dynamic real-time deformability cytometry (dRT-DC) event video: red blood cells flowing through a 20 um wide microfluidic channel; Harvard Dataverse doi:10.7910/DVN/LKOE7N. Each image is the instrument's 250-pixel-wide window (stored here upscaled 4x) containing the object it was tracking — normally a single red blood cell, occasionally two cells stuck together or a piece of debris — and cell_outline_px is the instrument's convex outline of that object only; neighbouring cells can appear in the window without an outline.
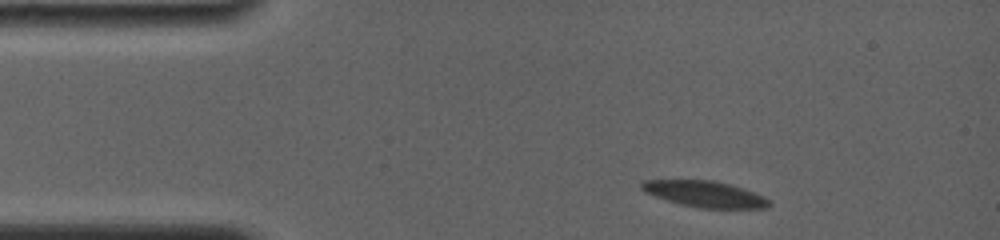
{"species": "common noctule bat (a hibernating species)", "species_latin": "Nyctalus noctula", "temperature_condition": "room temperature", "stored_images_in_passage": 48, "camera_frame_rate_fps": 4000, "um_per_image_px": 0.085, "animal": {"sex": "female", "body_mass_g": 19.0, "forearm_length_mm": 56.7}, "frame": {"image": 1, "passage_image": 1, "time_ms": 0.0, "image_size_px": [1000, 240], "cell_outline_px": [[772, 204], [768, 208], [700, 208], [680, 204], [644, 192], [640, 188], [640, 184], [644, 180], [712, 180], [728, 184], [764, 196], [772, 200]], "centroid_in_image_um": [59.93, 16.5], "position_along_channel_um": 25.1, "area_um2": 19.31}}
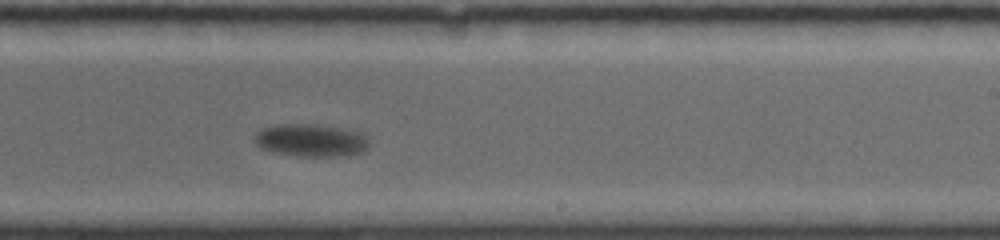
{"frame": {"image": 2, "passage_image": 19, "time_ms": 8.5, "image_size_px": [1000, 240], "cell_outline_px": [[368, 144], [360, 152], [348, 156], [300, 156], [272, 152], [260, 148], [256, 144], [256, 132], [260, 128], [276, 124], [316, 124], [344, 128], [364, 132], [368, 136]], "centroid_in_image_um": [26.44, 11.91], "position_along_channel_um": 262.6, "area_um2": 22.08}}
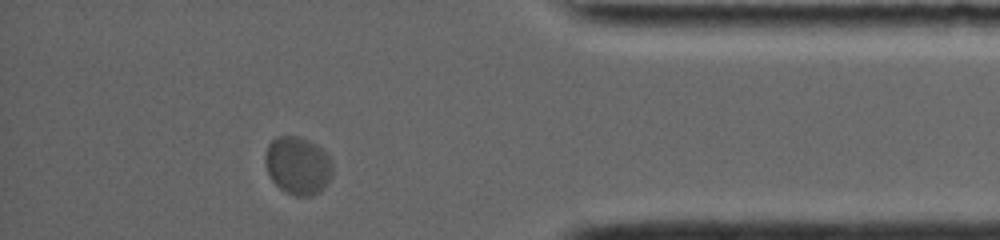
{"frame": {"image": 3, "passage_image": 41, "time_ms": 13.25, "image_size_px": [1000, 240], "cell_outline_px": [[332, 172], [328, 180], [320, 192], [308, 196], [296, 196], [284, 192], [272, 180], [268, 172], [264, 160], [264, 156], [268, 144], [276, 136], [296, 136], [308, 140], [316, 144], [332, 160]], "centroid_in_image_um": [25.29, 14.07], "position_along_channel_um": 409.9, "area_um2": 22.66}, "authors_computed_cell_mechanics": {"area_um2": 22.0796, "velocity_mm_per_s": 3.4681, "shape_relaxation_time_tau1_ms": 2.0436, "shape_relaxation_time_tau2_ms": null, "deformation_change_tau1": 0.0979, "deformation_change_tau2": null}}